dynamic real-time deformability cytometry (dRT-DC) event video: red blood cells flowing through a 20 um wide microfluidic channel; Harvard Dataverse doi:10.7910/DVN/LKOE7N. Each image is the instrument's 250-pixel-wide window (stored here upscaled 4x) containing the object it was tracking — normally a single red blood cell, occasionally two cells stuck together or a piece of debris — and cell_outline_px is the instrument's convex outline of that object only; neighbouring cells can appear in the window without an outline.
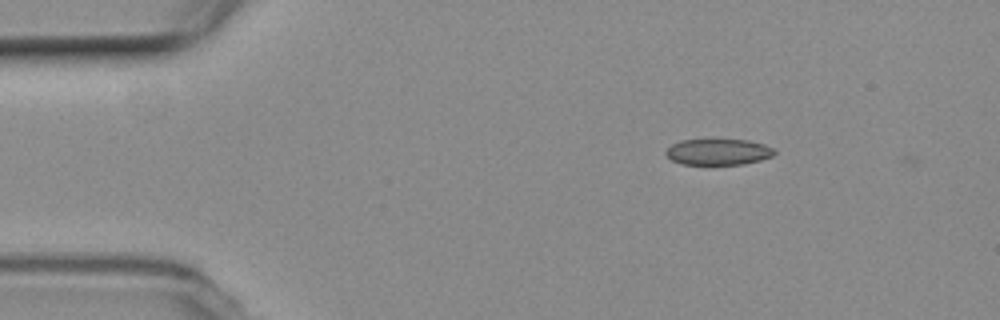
{"species": "common noctule bat (a hibernating species)", "species_latin": "Nyctalus noctula", "temperature_condition": "room temperature", "stored_images_in_passage": 2, "camera_frame_rate_fps": 3000, "um_per_image_px": 0.085, "animal": {"sex": "female", "body_mass_g": 19.3, "forearm_length_mm": 54.1}, "frame": {"image": 1, "passage_image": 1, "time_ms": 0.0, "image_size_px": [1000, 320], "cell_outline_px": [[776, 152], [772, 156], [760, 160], [744, 164], [680, 164], [672, 160], [664, 152], [672, 144], [680, 140], [748, 140], [764, 144], [776, 148]], "centroid_in_image_um": [61.08, 12.91], "position_along_channel_um": 23.9, "area_um2": 16.47}}